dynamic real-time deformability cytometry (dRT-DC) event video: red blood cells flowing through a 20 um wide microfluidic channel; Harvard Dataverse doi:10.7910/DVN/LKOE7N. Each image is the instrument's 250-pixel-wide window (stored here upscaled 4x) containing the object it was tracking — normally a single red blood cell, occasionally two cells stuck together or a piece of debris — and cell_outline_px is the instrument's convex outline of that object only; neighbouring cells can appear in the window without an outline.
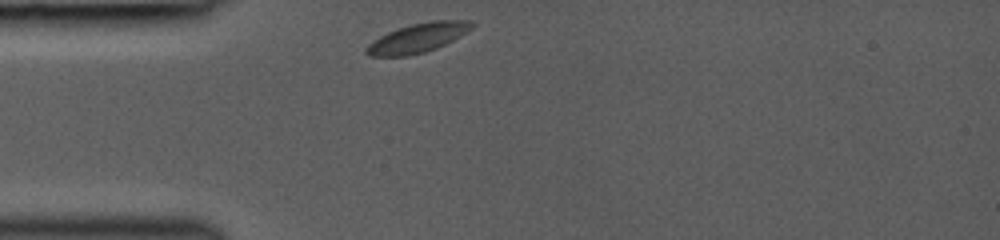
{"species": "common noctule bat (a hibernating species)", "species_latin": "Nyctalus noctula", "temperature_condition": "room temperature", "stored_images_in_passage": 22, "camera_frame_rate_fps": 3000, "um_per_image_px": 0.085, "animal": {"sex": "female", "body_mass_g": 19.0, "forearm_length_mm": 53.3}, "frame": {"image": 1, "passage_image": 1, "time_ms": 0.0, "image_size_px": [1000, 240], "cell_outline_px": [[476, 24], [472, 28], [460, 36], [436, 48], [424, 52], [408, 56], [368, 56], [364, 52], [364, 48], [372, 40], [388, 32], [412, 24], [432, 20], [468, 20]], "centroid_in_image_um": [35.49, 3.23], "position_along_channel_um": 49.5, "area_um2": 17.92}}
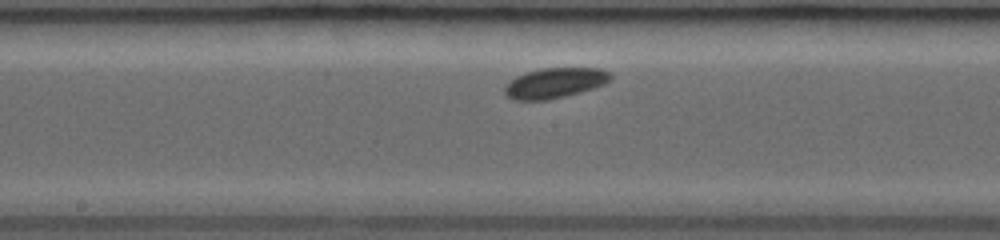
{"frame": {"image": 2, "passage_image": 12, "time_ms": 4.0, "image_size_px": [1000, 240], "cell_outline_px": [[612, 80], [604, 84], [580, 92], [548, 100], [512, 100], [504, 92], [504, 84], [516, 76], [540, 68], [600, 68], [612, 72]], "centroid_in_image_um": [47.16, 7.04], "position_along_channel_um": 201.0, "area_um2": 18.79}}
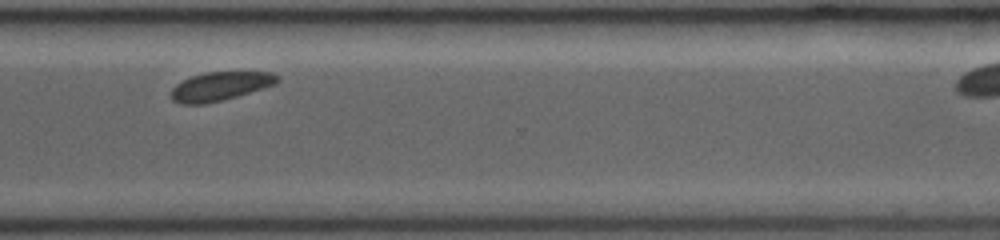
{"frame": {"image": 3, "passage_image": 19, "time_ms": 7.667, "image_size_px": [1000, 240], "cell_outline_px": [[280, 80], [276, 84], [236, 96], [204, 104], [180, 104], [172, 100], [172, 88], [176, 84], [192, 76], [204, 72], [272, 72], [280, 76]], "centroid_in_image_um": [18.73, 7.32], "position_along_channel_um": 351.9, "area_um2": 17.63}}